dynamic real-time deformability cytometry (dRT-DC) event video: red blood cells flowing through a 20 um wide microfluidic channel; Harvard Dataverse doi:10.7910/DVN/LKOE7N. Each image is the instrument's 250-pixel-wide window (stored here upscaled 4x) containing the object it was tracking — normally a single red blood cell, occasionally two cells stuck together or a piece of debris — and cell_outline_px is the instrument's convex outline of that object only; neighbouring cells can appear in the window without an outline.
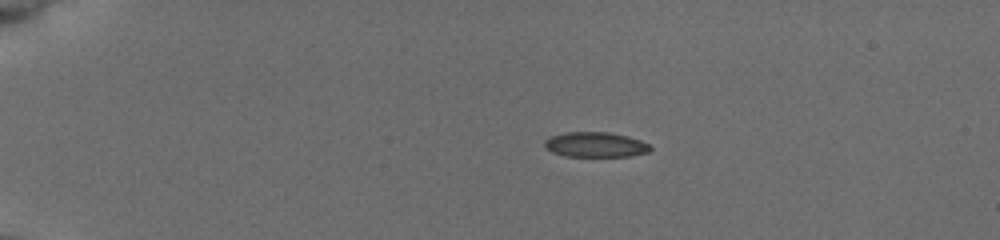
{"species": "common noctule bat (a hibernating species)", "species_latin": "Nyctalus noctula", "temperature_condition": "cold", "stored_images_in_passage": 43, "camera_frame_rate_fps": 3000, "um_per_image_px": 0.085, "animal": {"sex": "female", "body_mass_g": 19.5, "forearm_length_mm": 54.1}, "frame": {"image": 1, "passage_image": 1, "time_ms": 0.0, "image_size_px": [1000, 240], "cell_outline_px": [[652, 148], [648, 152], [628, 156], [564, 156], [552, 152], [544, 148], [544, 140], [548, 136], [564, 132], [608, 132], [628, 136], [640, 140], [648, 144]], "centroid_in_image_um": [50.55, 12.28], "position_along_channel_um": 34.4, "area_um2": 15.55}}
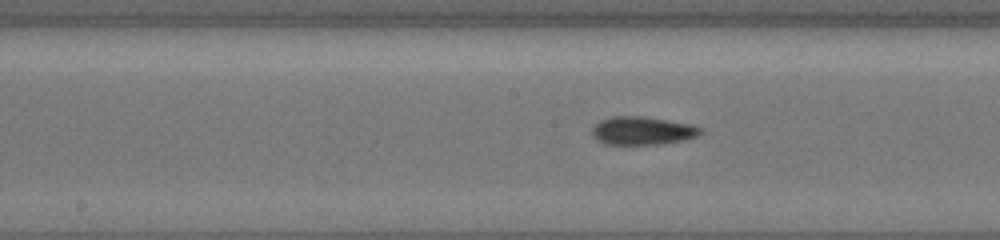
{"frame": {"image": 2, "passage_image": 19, "time_ms": 6.0, "image_size_px": [1000, 240], "cell_outline_px": [[700, 132], [696, 136], [684, 140], [656, 144], [608, 144], [592, 136], [592, 128], [600, 120], [612, 116], [640, 116], [692, 124], [700, 128]], "centroid_in_image_um": [54.57, 11.1], "position_along_channel_um": 193.6, "area_um2": 17.46}}
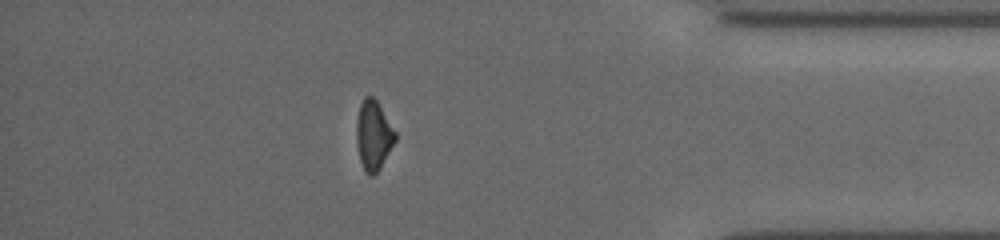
{"frame": {"image": 3, "passage_image": 37, "time_ms": 12.0, "image_size_px": [1000, 240], "cell_outline_px": [[396, 140], [380, 168], [372, 176], [368, 176], [360, 160], [356, 144], [356, 124], [360, 104], [364, 96], [372, 96], [376, 100], [396, 132]], "centroid_in_image_um": [31.73, 11.5], "position_along_channel_um": 403.5, "area_um2": 15.61}, "authors_computed_cell_mechanics": {"area_um2": 16.2418, "velocity_mm_per_s": 3.9171, "shape_relaxation_time_tau1_ms": 8.7759, "shape_relaxation_time_tau2_ms": 3.5976, "deformation_change_tau1": 0.1827, "deformation_change_tau2": 0.1039}}